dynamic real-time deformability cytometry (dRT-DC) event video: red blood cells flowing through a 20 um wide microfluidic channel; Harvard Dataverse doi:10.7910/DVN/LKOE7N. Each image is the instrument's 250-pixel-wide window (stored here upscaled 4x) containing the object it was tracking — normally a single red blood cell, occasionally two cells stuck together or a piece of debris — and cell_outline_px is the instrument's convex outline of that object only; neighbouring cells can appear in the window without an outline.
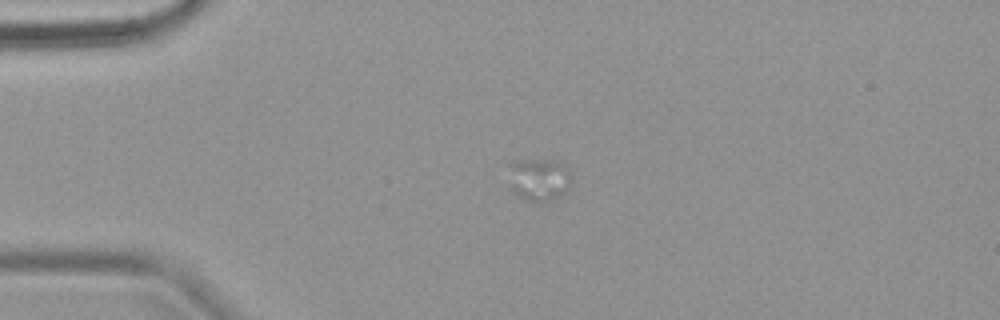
{"species": "common noctule bat (a hibernating species)", "species_latin": "Nyctalus noctula", "temperature_condition": "warm", "stored_images_in_passage": 4, "camera_frame_rate_fps": 3000, "um_per_image_px": 0.085, "animal": {"sex": "female", "body_mass_g": 18.4}, "frame": {"image": 1, "passage_image": 3, "time_ms": 2.667, "image_size_px": [1000, 320], "cell_outline_px": [[568, 188], [564, 192], [552, 200], [544, 204], [540, 204], [520, 200], [512, 192], [512, 164], [520, 160], [548, 160], [560, 164], [568, 168]], "centroid_in_image_um": [45.8, 15.35], "position_along_channel_um": 39.2, "area_um2": 15.2}}